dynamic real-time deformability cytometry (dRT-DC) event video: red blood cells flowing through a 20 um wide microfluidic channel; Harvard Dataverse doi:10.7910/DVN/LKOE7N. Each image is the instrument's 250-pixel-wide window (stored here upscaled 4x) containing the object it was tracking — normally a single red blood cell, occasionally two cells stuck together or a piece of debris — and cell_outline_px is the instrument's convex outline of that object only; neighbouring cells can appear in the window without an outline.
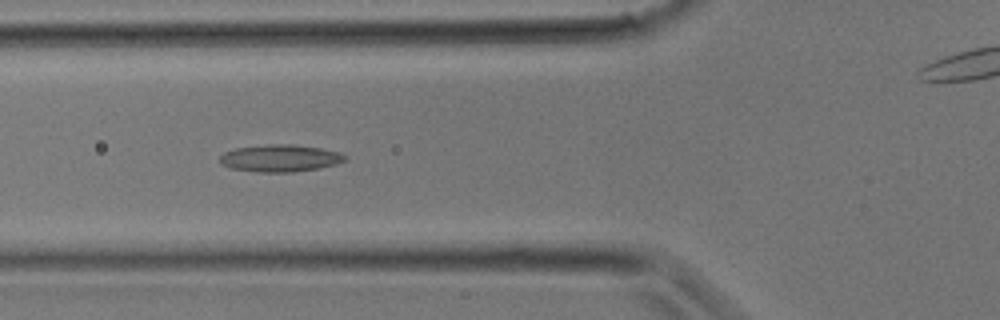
{"species": "common noctule bat (a hibernating species)", "species_latin": "Nyctalus noctula", "temperature_condition": "room temperature", "stored_images_in_passage": 30, "camera_frame_rate_fps": 3000, "um_per_image_px": 0.085, "animal": {"sex": "male", "body_mass_g": 17.9}, "frame": {"image": 1, "passage_image": 10, "time_ms": 3.0, "image_size_px": [1000, 320], "cell_outline_px": [[348, 160], [336, 164], [320, 168], [292, 172], [260, 172], [232, 168], [224, 164], [220, 160], [220, 156], [224, 152], [236, 148], [268, 144], [292, 144], [320, 148], [340, 152], [348, 156]], "centroid_in_image_um": [23.88, 13.44], "position_along_channel_um": 101.9, "area_um2": 19.77}}
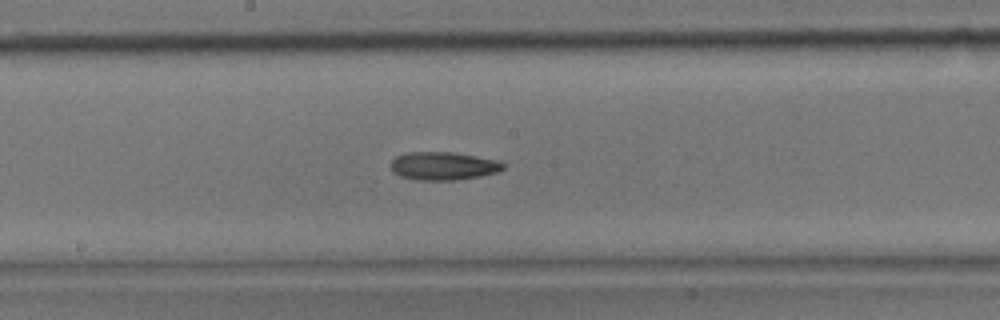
{"frame": {"image": 2, "passage_image": 15, "time_ms": 4.667, "image_size_px": [1000, 320], "cell_outline_px": [[508, 164], [504, 168], [496, 172], [480, 176], [456, 180], [416, 180], [400, 176], [392, 172], [392, 160], [396, 156], [408, 152], [452, 152], [500, 160]], "centroid_in_image_um": [37.71, 14.1], "position_along_channel_um": 210.5, "area_um2": 18.55}}
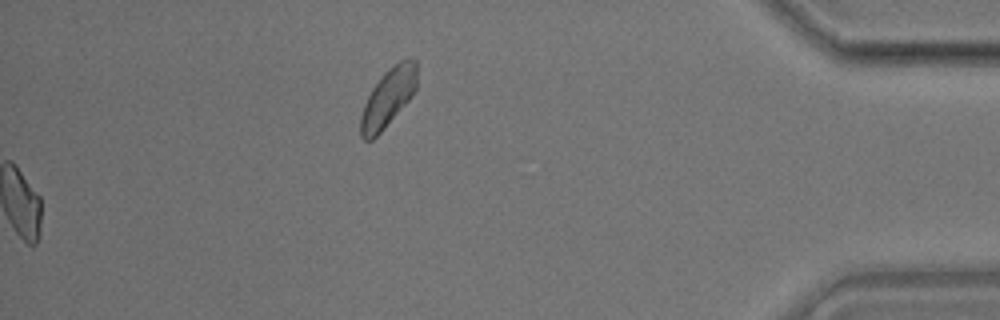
{"frame": {"image": 3, "passage_image": 30, "time_ms": 9.667, "image_size_px": [1000, 320], "cell_outline_px": [[416, 88], [412, 96], [384, 128], [372, 140], [364, 140], [360, 136], [360, 116], [364, 104], [372, 88], [384, 72], [392, 64], [400, 60], [412, 56], [416, 60]], "centroid_in_image_um": [32.98, 8.27], "position_along_channel_um": 402.2, "area_um2": 19.13}}